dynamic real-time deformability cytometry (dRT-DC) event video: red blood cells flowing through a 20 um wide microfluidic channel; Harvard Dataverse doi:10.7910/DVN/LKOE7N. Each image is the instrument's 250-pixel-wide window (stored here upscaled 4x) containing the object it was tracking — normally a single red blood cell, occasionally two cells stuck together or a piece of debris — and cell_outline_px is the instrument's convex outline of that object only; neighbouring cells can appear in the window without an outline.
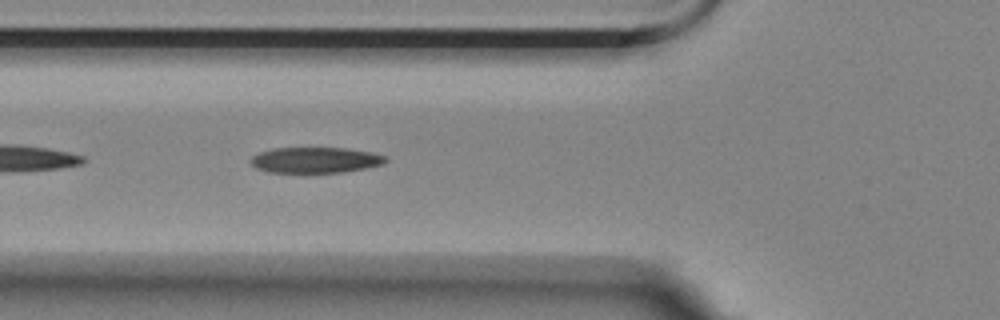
{"species": "Egyptian fruit bat (a non-hibernating species)", "species_latin": "Rousettus aegyptiacus", "temperature_condition": "room temperature", "stored_images_in_passage": 6, "segment_of_instrument_passage": [2, 2], "camera_frame_rate_fps": 3000, "um_per_image_px": 0.085, "animal": {"sex": "female"}, "frame": {"image": 1, "passage_image": 6, "time_ms": 1.667, "image_size_px": [1000, 320], "cell_outline_px": [[388, 160], [384, 164], [364, 168], [340, 172], [268, 172], [256, 168], [248, 160], [252, 156], [260, 152], [272, 148], [344, 148], [372, 152], [388, 156]], "centroid_in_image_um": [26.81, 13.59], "position_along_channel_um": 99.0, "area_um2": 20.23}}